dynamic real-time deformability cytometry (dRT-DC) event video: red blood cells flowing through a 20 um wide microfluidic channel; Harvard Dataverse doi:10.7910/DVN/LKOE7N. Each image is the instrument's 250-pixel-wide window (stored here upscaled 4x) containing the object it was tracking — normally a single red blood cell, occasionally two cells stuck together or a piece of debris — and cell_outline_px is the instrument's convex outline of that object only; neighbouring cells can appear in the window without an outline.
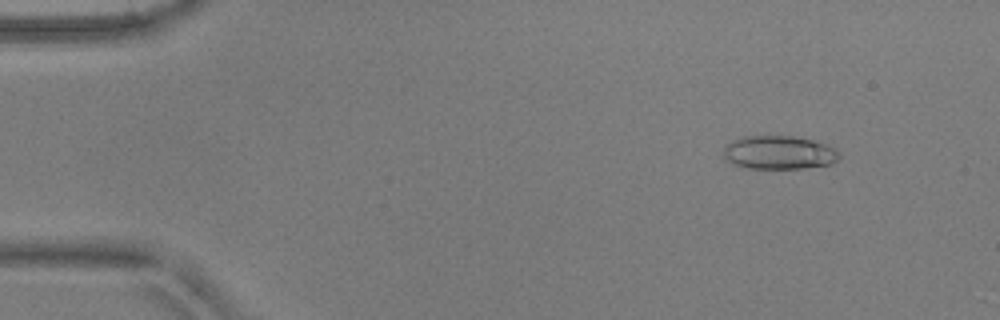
{"species": "common noctule bat (a hibernating species)", "species_latin": "Nyctalus noctula", "temperature_condition": "warm", "stored_images_in_passage": 6, "camera_frame_rate_fps": 3000, "um_per_image_px": 0.085, "animal": {"sex": "male", "body_mass_g": 17.9, "forearm_length_mm": 54.2}, "frame": {"image": 1, "passage_image": 1, "time_ms": 0.0, "image_size_px": [1000, 320], "cell_outline_px": [[840, 156], [832, 164], [804, 168], [744, 168], [732, 164], [720, 156], [724, 144], [732, 140], [744, 136], [792, 136], [812, 140], [836, 148], [840, 152]], "centroid_in_image_um": [66.14, 12.97], "position_along_channel_um": 18.9, "area_um2": 23.0}}
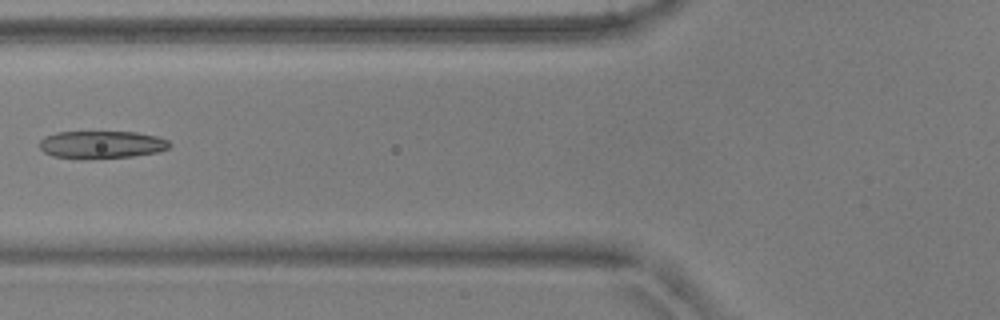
{"frame": {"image": 2, "passage_image": 5, "time_ms": 1.333, "image_size_px": [1000, 320], "cell_outline_px": [[172, 144], [168, 148], [156, 152], [132, 156], [52, 156], [44, 152], [40, 148], [40, 140], [44, 136], [56, 132], [136, 132], [160, 136], [168, 140]], "centroid_in_image_um": [8.68, 12.24], "position_along_channel_um": 117.1, "area_um2": 20.11}}
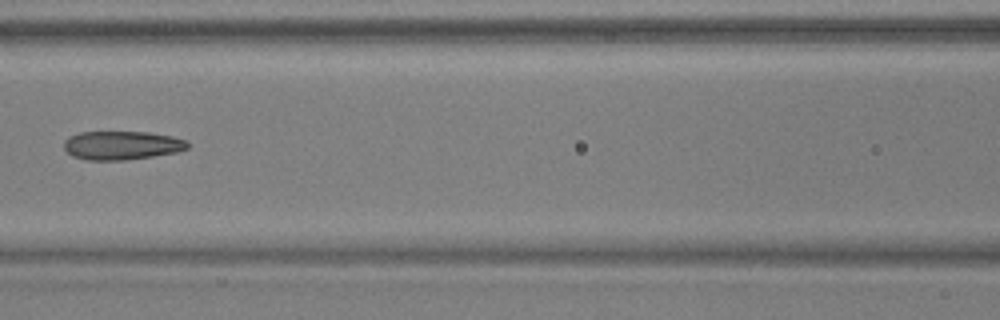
{"frame": {"image": 3, "passage_image": 6, "time_ms": 1.667, "image_size_px": [1000, 320], "cell_outline_px": [[188, 148], [176, 152], [152, 156], [124, 160], [88, 160], [72, 156], [64, 148], [64, 140], [68, 136], [80, 132], [148, 132], [172, 136], [184, 140], [188, 144]], "centroid_in_image_um": [10.31, 12.35], "position_along_channel_um": 156.3, "area_um2": 20.58}}